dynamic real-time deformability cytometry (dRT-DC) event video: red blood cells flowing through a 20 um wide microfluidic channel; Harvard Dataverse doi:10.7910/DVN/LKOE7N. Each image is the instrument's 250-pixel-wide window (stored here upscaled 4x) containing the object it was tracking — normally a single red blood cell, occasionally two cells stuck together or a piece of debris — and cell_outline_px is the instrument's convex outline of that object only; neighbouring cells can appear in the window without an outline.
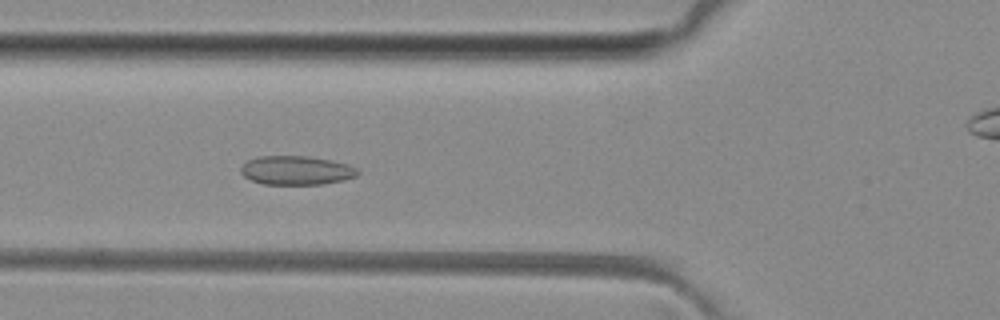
{"species": "common noctule bat (a hibernating species)", "species_latin": "Nyctalus noctula", "temperature_condition": "room temperature", "stored_images_in_passage": 41, "camera_frame_rate_fps": 3000, "um_per_image_px": 0.085, "animal": {"sex": "female", "body_mass_g": 29.2, "forearm_length_mm": 56.3}, "frame": {"image": 1, "passage_image": 8, "time_ms": 2.333, "image_size_px": [1000, 320], "cell_outline_px": [[360, 172], [356, 176], [344, 180], [324, 184], [264, 184], [252, 180], [244, 176], [240, 172], [240, 168], [248, 160], [256, 156], [308, 156], [332, 160], [348, 164], [356, 168]], "centroid_in_image_um": [25.2, 14.47], "position_along_channel_um": 100.6, "area_um2": 19.77}}
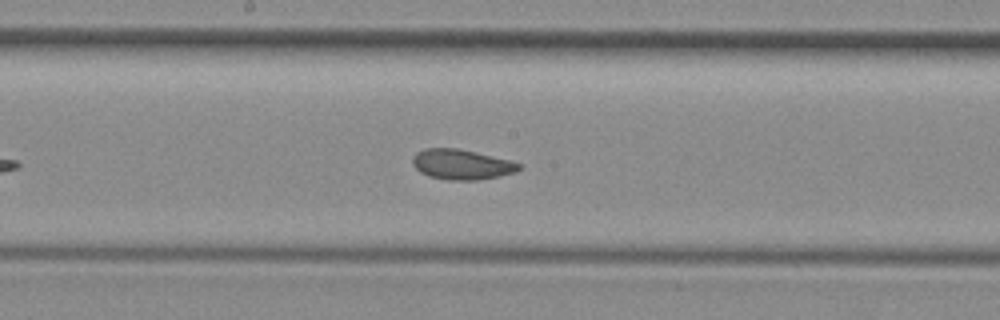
{"frame": {"image": 2, "passage_image": 16, "time_ms": 5.0, "image_size_px": [1000, 320], "cell_outline_px": [[520, 168], [516, 172], [500, 176], [480, 180], [448, 180], [428, 176], [420, 172], [412, 164], [412, 156], [416, 152], [424, 148], [456, 148], [476, 152], [508, 160], [520, 164]], "centroid_in_image_um": [39.19, 13.98], "position_along_channel_um": 209.0, "area_um2": 18.73}}
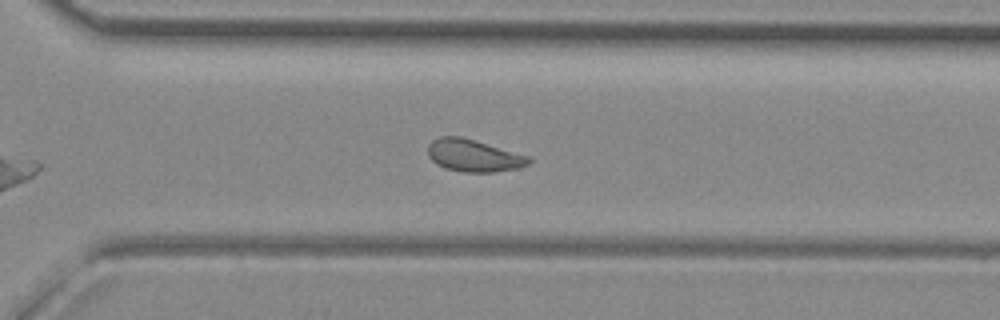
{"frame": {"image": 3, "passage_image": 25, "time_ms": 8.0, "image_size_px": [1000, 320], "cell_outline_px": [[532, 160], [528, 164], [520, 168], [492, 172], [460, 172], [444, 168], [436, 164], [428, 156], [428, 144], [432, 140], [440, 136], [460, 136], [476, 140], [528, 156]], "centroid_in_image_um": [40.23, 13.22], "position_along_channel_um": 330.4, "area_um2": 19.07}, "authors_computed_cell_mechanics": {"area_um2": 19.074, "velocity_mm_per_s": 4.0631, "shape_relaxation_time_tau1_ms": null, "shape_relaxation_time_tau2_ms": 1.5337, "deformation_change_tau1": null, "deformation_change_tau2": 0.0763}}